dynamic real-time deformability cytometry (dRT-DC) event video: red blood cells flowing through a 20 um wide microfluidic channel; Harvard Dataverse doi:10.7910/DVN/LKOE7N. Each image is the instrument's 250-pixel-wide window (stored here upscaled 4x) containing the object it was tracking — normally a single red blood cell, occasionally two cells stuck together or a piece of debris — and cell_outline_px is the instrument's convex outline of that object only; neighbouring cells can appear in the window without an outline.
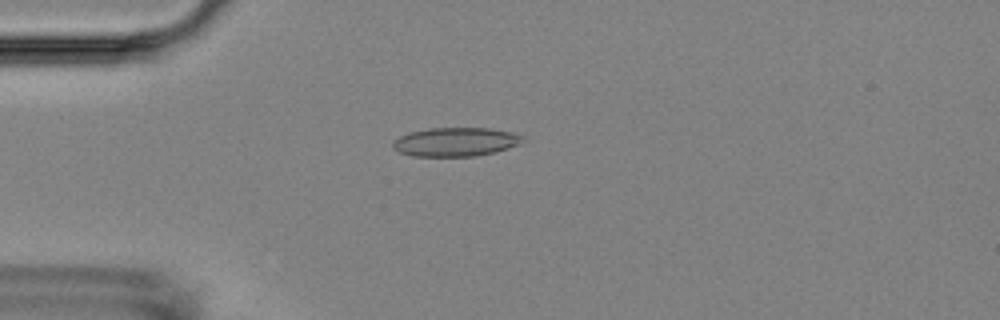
{"species": "Egyptian fruit bat (a non-hibernating species)", "species_latin": "Rousettus aegyptiacus", "temperature_condition": "room temperature", "stored_images_in_passage": 2, "camera_frame_rate_fps": 3000, "um_per_image_px": 0.085, "animal": {"sex": "female"}, "frame": {"image": 1, "passage_image": 2, "time_ms": 1.0, "image_size_px": [1000, 320], "cell_outline_px": [[524, 140], [508, 148], [496, 152], [472, 156], [412, 156], [400, 152], [392, 148], [392, 140], [400, 136], [412, 132], [428, 128], [488, 128], [512, 132], [524, 136]], "centroid_in_image_um": [38.7, 12.06], "position_along_channel_um": 46.3, "area_um2": 21.73}}